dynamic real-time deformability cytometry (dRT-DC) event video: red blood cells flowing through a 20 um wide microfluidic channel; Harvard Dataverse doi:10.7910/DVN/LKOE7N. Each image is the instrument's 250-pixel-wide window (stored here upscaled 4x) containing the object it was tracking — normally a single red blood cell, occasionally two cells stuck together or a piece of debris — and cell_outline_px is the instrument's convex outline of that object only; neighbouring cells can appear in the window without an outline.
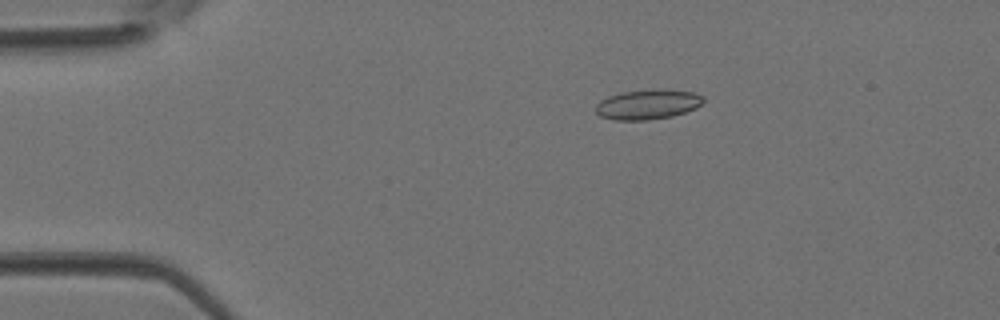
{"species": "Egyptian fruit bat (a non-hibernating species)", "species_latin": "Rousettus aegyptiacus", "temperature_condition": "room temperature", "stored_images_in_passage": 3, "camera_frame_rate_fps": 3000, "um_per_image_px": 0.085, "animal": {"sex": "female"}, "frame": {"image": 1, "passage_image": 2, "time_ms": 0.333, "image_size_px": [1000, 320], "cell_outline_px": [[704, 100], [696, 108], [672, 116], [648, 120], [616, 120], [600, 116], [596, 112], [596, 104], [600, 100], [608, 96], [620, 92], [652, 88], [660, 88], [692, 92], [704, 96]], "centroid_in_image_um": [55.04, 8.85], "position_along_channel_um": 30.0, "area_um2": 18.96}}